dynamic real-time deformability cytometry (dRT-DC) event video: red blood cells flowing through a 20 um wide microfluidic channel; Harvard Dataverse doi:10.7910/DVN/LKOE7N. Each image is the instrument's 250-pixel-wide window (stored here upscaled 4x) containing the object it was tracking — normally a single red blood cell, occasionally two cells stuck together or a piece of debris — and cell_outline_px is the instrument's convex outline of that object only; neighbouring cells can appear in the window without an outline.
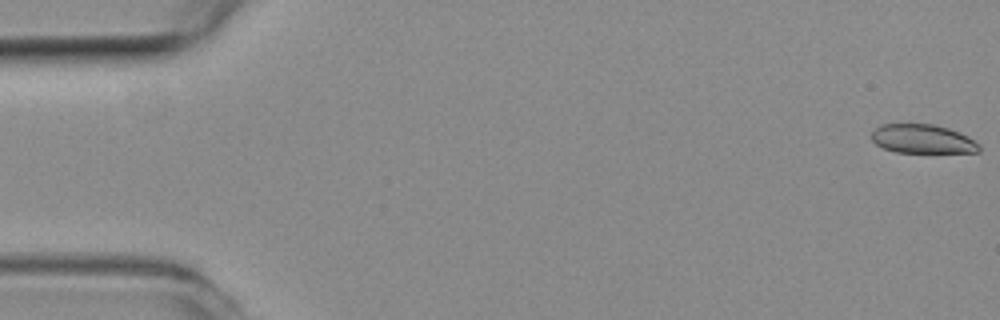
{"species": "common noctule bat (a hibernating species)", "species_latin": "Nyctalus noctula", "temperature_condition": "room temperature", "stored_images_in_passage": 45, "camera_frame_rate_fps": 3000, "um_per_image_px": 0.085, "animal": {"sex": "female", "body_mass_g": 19.3, "forearm_length_mm": 54.1}, "frame": {"image": 1, "passage_image": 1, "time_ms": 0.0, "image_size_px": [1000, 320], "cell_outline_px": [[980, 152], [896, 152], [884, 148], [876, 144], [872, 140], [872, 132], [880, 124], [932, 124], [948, 128], [960, 132], [968, 136], [980, 144]], "centroid_in_image_um": [78.43, 11.8], "position_along_channel_um": 6.6, "area_um2": 18.09}}
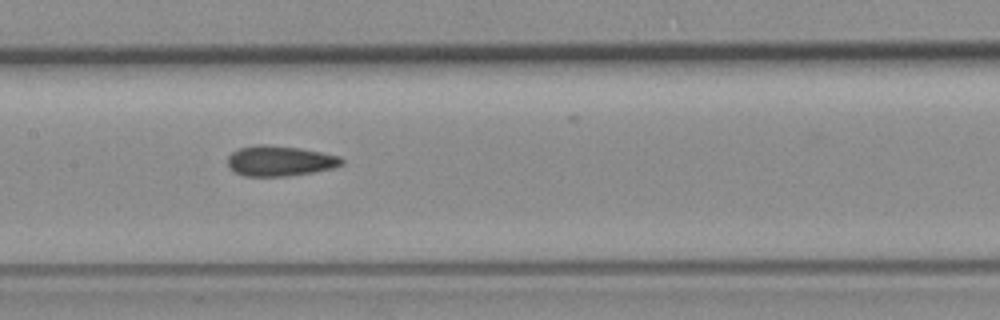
{"frame": {"image": 2, "passage_image": 26, "time_ms": 8.333, "image_size_px": [1000, 320], "cell_outline_px": [[344, 164], [336, 168], [288, 176], [244, 176], [236, 172], [228, 164], [228, 156], [232, 152], [240, 148], [256, 144], [264, 144], [300, 148], [340, 156], [344, 160]], "centroid_in_image_um": [23.83, 13.67], "position_along_channel_um": 183.6, "area_um2": 20.17}}
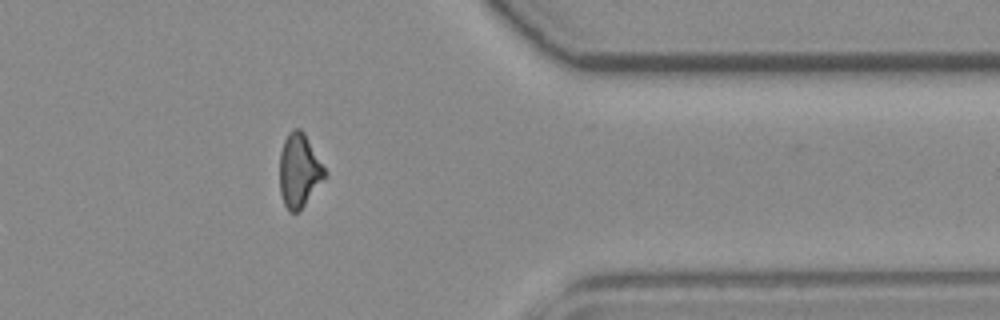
{"frame": {"image": 3, "passage_image": 44, "time_ms": 14.333, "image_size_px": [1000, 320], "cell_outline_px": [[328, 176], [300, 212], [288, 212], [284, 204], [280, 192], [280, 152], [284, 140], [288, 132], [292, 128], [300, 128], [304, 132], [328, 172]], "centroid_in_image_um": [25.46, 14.52], "position_along_channel_um": 385.9, "area_um2": 19.94}}